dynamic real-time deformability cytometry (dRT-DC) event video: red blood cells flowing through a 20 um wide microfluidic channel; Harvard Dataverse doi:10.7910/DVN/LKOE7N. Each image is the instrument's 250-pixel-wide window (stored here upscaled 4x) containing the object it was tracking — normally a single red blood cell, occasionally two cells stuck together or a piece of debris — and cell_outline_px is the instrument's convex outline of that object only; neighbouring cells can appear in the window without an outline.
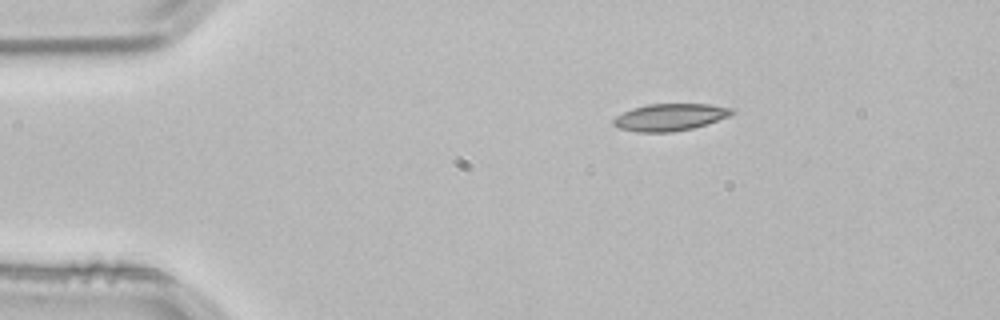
{"species": "common noctule bat (a hibernating species)", "species_latin": "Nyctalus noctula", "temperature_condition": "room temperature", "stored_images_in_passage": 2, "camera_frame_rate_fps": 3000, "um_per_image_px": 0.085, "animal": {"sex": "male", "body_mass_g": 21.5, "forearm_length_mm": 52.0}, "frame": {"image": 1, "passage_image": 1, "time_ms": 0.0, "image_size_px": [1000, 320], "cell_outline_px": [[736, 112], [728, 116], [708, 124], [692, 128], [672, 132], [636, 132], [620, 128], [612, 124], [612, 120], [616, 116], [632, 108], [648, 104], [708, 104], [736, 108]], "centroid_in_image_um": [56.97, 9.95], "position_along_channel_um": 28.0, "area_um2": 18.79}}